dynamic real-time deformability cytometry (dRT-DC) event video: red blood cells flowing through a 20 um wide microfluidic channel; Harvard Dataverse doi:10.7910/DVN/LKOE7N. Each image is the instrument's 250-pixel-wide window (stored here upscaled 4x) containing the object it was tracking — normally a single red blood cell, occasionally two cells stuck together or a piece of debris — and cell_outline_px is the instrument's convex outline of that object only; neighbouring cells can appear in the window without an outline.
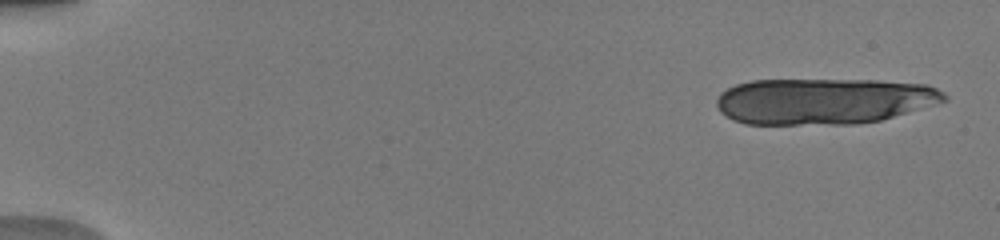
{"species": "human", "species_latin": "Homo sapiens", "temperature_condition": "warm", "stored_images_in_passage": 16, "camera_frame_rate_fps": 3000, "um_per_image_px": 0.085, "donor": {"sex": "male"}, "frame": {"image": 1, "passage_image": 2, "time_ms": 0.333, "image_size_px": [1000, 240], "cell_outline_px": [[948, 100], [880, 120], [856, 124], [744, 124], [732, 120], [720, 112], [716, 104], [716, 100], [720, 92], [736, 84], [752, 80], [876, 80], [928, 84], [944, 92], [948, 96]], "centroid_in_image_um": [70.0, 8.59], "position_along_channel_um": 15.0, "area_um2": 61.5}}